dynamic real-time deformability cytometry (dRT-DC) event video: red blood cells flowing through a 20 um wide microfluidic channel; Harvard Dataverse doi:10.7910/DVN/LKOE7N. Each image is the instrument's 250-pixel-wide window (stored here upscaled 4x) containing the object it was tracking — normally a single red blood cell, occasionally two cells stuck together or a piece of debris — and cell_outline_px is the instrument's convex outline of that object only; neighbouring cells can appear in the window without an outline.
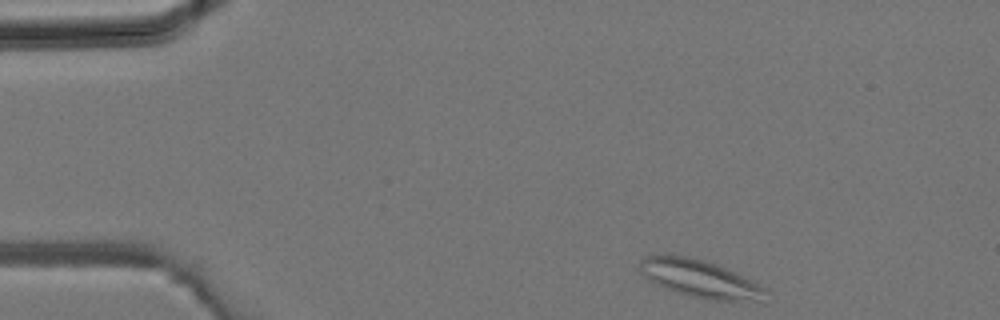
{"species": "common noctule bat (a hibernating species)", "species_latin": "Nyctalus noctula", "temperature_condition": "room temperature", "stored_images_in_passage": 33, "segment_of_instrument_passage": [1, 3], "camera_frame_rate_fps": 3000, "um_per_image_px": 0.085, "animal": {"sex": "male", "body_mass_g": 19.2, "forearm_length_mm": 51.8}, "frame": {"image": 1, "passage_image": 1, "time_ms": 0.0, "image_size_px": [1000, 320], "cell_outline_px": [[768, 292], [756, 300], [708, 300], [676, 292], [664, 288], [648, 280], [640, 272], [640, 260], [644, 256], [664, 252], [688, 256], [704, 260], [716, 264], [764, 288]], "centroid_in_image_um": [59.31, 23.64], "position_along_channel_um": 25.7, "area_um2": 27.22}}